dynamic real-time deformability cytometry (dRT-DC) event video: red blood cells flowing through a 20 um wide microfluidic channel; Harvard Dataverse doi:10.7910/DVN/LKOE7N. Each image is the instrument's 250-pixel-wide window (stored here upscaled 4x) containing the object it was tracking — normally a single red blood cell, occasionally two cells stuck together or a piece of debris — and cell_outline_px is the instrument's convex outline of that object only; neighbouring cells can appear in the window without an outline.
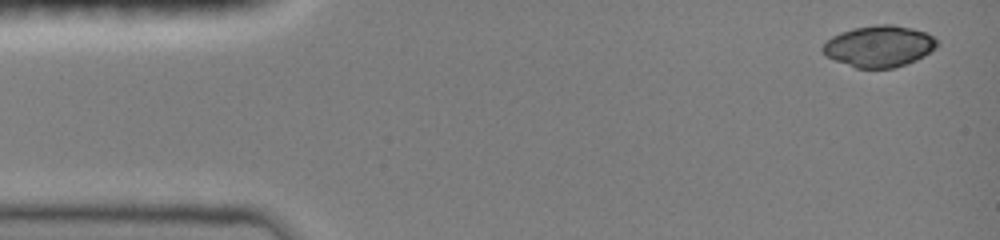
{"species": "common noctule bat (a hibernating species)", "species_latin": "Nyctalus noctula", "temperature_condition": "room temperature", "stored_images_in_passage": 6, "camera_frame_rate_fps": 3000, "um_per_image_px": 0.085, "animal": {"sex": "female", "body_mass_g": 19.0, "forearm_length_mm": 51.5}, "frame": {"image": 1, "passage_image": 1, "time_ms": 0.0, "image_size_px": [1000, 240], "cell_outline_px": [[940, 44], [936, 48], [924, 56], [916, 60], [892, 68], [856, 68], [824, 56], [820, 48], [832, 36], [840, 32], [852, 28], [876, 24], [892, 24], [912, 28], [924, 32], [932, 36]], "centroid_in_image_um": [74.7, 3.92], "position_along_channel_um": 10.3, "area_um2": 27.69}}
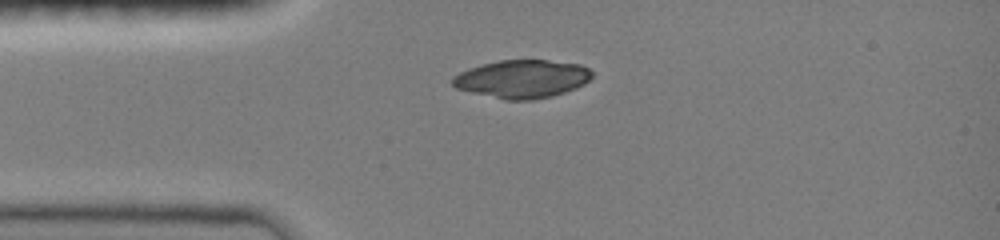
{"frame": {"image": 2, "passage_image": 5, "time_ms": 3.0, "image_size_px": [1000, 240], "cell_outline_px": [[592, 76], [584, 84], [576, 88], [552, 96], [532, 100], [504, 100], [456, 88], [452, 84], [452, 76], [468, 68], [480, 64], [500, 60], [548, 60], [580, 64], [588, 68], [592, 72]], "centroid_in_image_um": [44.37, 6.7], "position_along_channel_um": 40.6, "area_um2": 31.04}}